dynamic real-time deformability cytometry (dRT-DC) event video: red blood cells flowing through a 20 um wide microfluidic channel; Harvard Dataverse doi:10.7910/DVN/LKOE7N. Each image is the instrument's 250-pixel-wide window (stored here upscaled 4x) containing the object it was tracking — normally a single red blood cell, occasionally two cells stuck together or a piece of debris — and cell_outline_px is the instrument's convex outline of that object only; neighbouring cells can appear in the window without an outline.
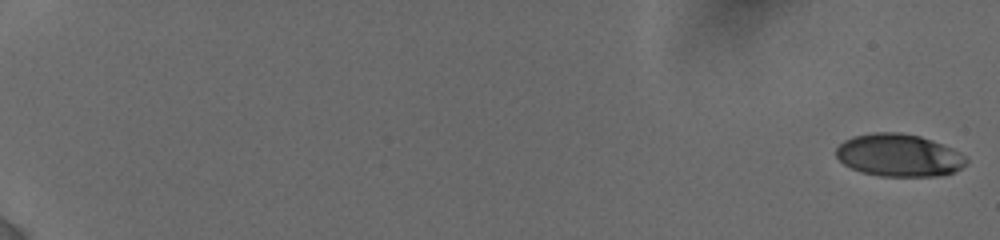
{"species": "human", "species_latin": "Homo sapiens", "temperature_condition": "cold", "stored_images_in_passage": 38, "camera_frame_rate_fps": 3000, "um_per_image_px": 0.085, "donor": {"sex": "female"}, "frame": {"image": 1, "passage_image": 1, "time_ms": 0.0, "image_size_px": [1000, 240], "cell_outline_px": [[968, 160], [960, 168], [952, 172], [936, 176], [880, 176], [860, 172], [844, 164], [836, 156], [836, 148], [844, 140], [852, 136], [872, 132], [900, 132], [920, 136], [932, 140], [952, 148], [964, 156]], "centroid_in_image_um": [76.36, 13.19], "position_along_channel_um": 8.6, "area_um2": 32.19}}
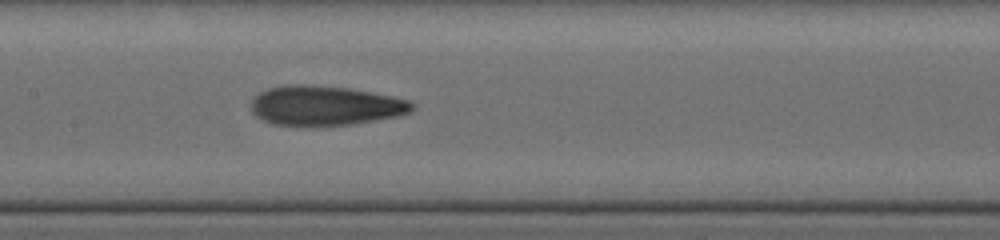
{"frame": {"image": 2, "passage_image": 23, "time_ms": 10.333, "image_size_px": [1000, 240], "cell_outline_px": [[416, 104], [412, 112], [400, 116], [352, 124], [272, 124], [256, 116], [252, 112], [252, 100], [260, 92], [268, 88], [288, 84], [312, 84], [348, 88], [392, 96], [408, 100]], "centroid_in_image_um": [27.68, 8.95], "position_along_channel_um": 179.7, "area_um2": 36.88}}
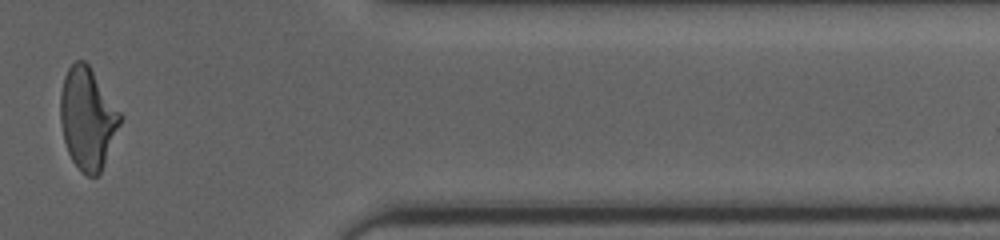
{"frame": {"image": 3, "passage_image": 37, "time_ms": 16.667, "image_size_px": [1000, 240], "cell_outline_px": [[124, 116], [100, 172], [96, 176], [88, 176], [72, 160], [68, 152], [64, 140], [60, 120], [60, 92], [64, 76], [68, 68], [76, 60], [84, 60], [88, 64]], "centroid_in_image_um": [7.44, 10.03], "position_along_channel_um": 404.0, "area_um2": 35.2}, "authors_computed_cell_mechanics": {"area_um2": 35.2869, "velocity_mm_per_s": 3.8631, "shape_relaxation_time_tau1_ms": 7.1239, "shape_relaxation_time_tau2_ms": 1.6831, "deformation_change_tau1": 0.2352, "deformation_change_tau2": 0.0946}}